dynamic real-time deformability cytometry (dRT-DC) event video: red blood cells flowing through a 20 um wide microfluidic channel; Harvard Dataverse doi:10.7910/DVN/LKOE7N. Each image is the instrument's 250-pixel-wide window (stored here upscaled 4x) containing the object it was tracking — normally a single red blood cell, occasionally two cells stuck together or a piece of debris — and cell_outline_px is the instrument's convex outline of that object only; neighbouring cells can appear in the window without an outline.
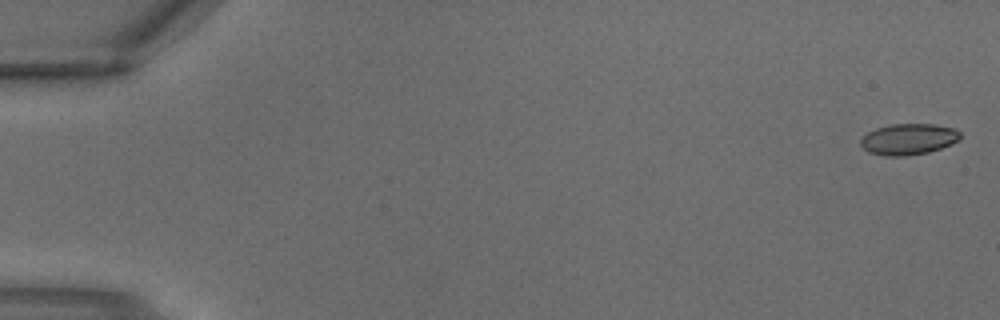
{"species": "common noctule bat (a hibernating species)", "species_latin": "Nyctalus noctula", "temperature_condition": "warm", "stored_images_in_passage": 4, "segment_of_instrument_passage": [1, 2], "camera_frame_rate_fps": 3000, "um_per_image_px": 0.085, "animal": {"sex": "male", "body_mass_g": 18.8}, "frame": {"image": 1, "passage_image": 1, "time_ms": 0.0, "image_size_px": [1000, 320], "cell_outline_px": [[960, 140], [952, 144], [928, 152], [904, 156], [884, 156], [868, 152], [860, 144], [860, 140], [868, 132], [876, 128], [892, 124], [932, 124], [952, 128], [960, 132]], "centroid_in_image_um": [77.21, 11.83], "position_along_channel_um": 7.8, "area_um2": 17.98}}
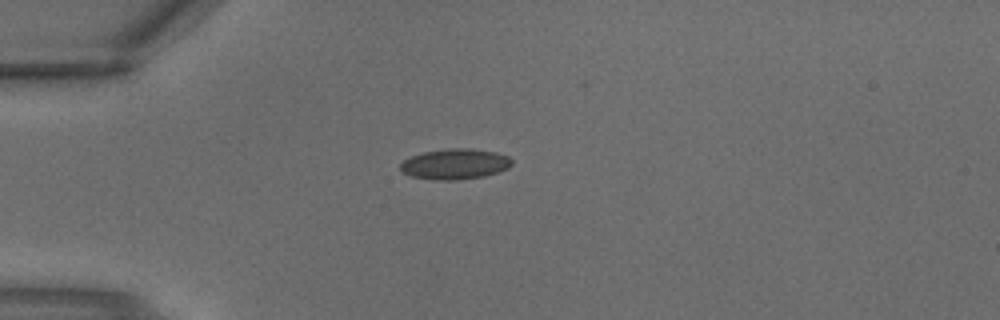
{"frame": {"image": 2, "passage_image": 3, "time_ms": 0.667, "image_size_px": [1000, 320], "cell_outline_px": [[512, 164], [508, 168], [484, 176], [456, 180], [432, 180], [412, 176], [400, 172], [400, 164], [404, 160], [412, 156], [424, 152], [448, 148], [468, 148], [496, 152], [508, 156], [512, 160]], "centroid_in_image_um": [38.65, 13.94], "position_along_channel_um": 46.3, "area_um2": 19.83}}